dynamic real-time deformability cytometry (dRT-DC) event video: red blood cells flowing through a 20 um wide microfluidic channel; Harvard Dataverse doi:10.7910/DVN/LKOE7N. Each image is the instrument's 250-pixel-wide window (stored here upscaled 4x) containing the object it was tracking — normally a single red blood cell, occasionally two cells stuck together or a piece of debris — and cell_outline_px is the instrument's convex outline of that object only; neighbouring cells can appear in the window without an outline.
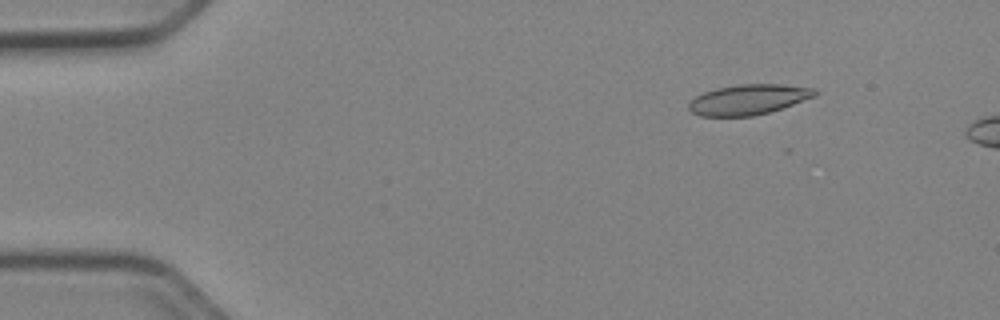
{"species": "Egyptian fruit bat (a non-hibernating species)", "species_latin": "Rousettus aegyptiacus", "temperature_condition": "cold", "stored_images_in_passage": 12, "camera_frame_rate_fps": 3000, "um_per_image_px": 0.085, "animal": {"sex": "female"}, "frame": {"image": 1, "passage_image": 7, "time_ms": 2.0, "image_size_px": [1000, 320], "cell_outline_px": [[816, 96], [768, 112], [752, 116], [700, 116], [692, 112], [688, 108], [688, 104], [696, 96], [704, 92], [716, 88], [740, 84], [780, 84], [816, 88]], "centroid_in_image_um": [63.6, 8.45], "position_along_channel_um": 21.4, "area_um2": 22.02}}